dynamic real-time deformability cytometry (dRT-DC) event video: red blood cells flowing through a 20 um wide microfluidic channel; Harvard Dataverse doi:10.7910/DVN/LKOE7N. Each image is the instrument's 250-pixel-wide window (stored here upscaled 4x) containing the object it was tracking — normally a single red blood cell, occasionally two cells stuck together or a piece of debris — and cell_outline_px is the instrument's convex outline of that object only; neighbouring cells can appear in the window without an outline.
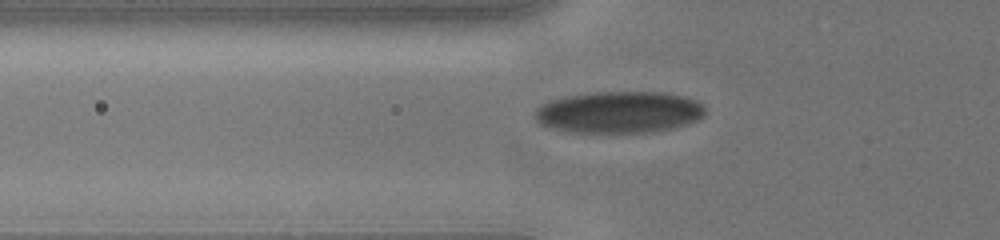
{"species": "human", "species_latin": "Homo sapiens", "temperature_condition": "cold", "stored_images_in_passage": 56, "camera_frame_rate_fps": 3000, "um_per_image_px": 0.085, "donor": {"sex": "male"}, "frame": {"image": 1, "passage_image": 3, "time_ms": 0.333, "image_size_px": [1000, 240], "cell_outline_px": [[704, 116], [688, 124], [676, 128], [656, 132], [572, 132], [548, 128], [540, 124], [536, 120], [536, 108], [552, 100], [568, 96], [596, 92], [660, 92], [684, 96], [700, 104], [704, 108]], "centroid_in_image_um": [52.63, 9.55], "position_along_channel_um": 73.2, "area_um2": 41.21}}
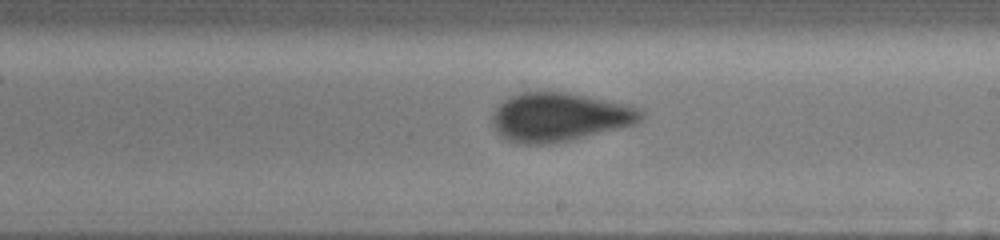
{"frame": {"image": 2, "passage_image": 25, "time_ms": 4.667, "image_size_px": [1000, 240], "cell_outline_px": [[644, 116], [640, 120], [632, 124], [568, 140], [548, 144], [516, 144], [500, 136], [496, 132], [492, 124], [492, 112], [508, 96], [520, 92], [568, 92], [628, 104], [644, 112]], "centroid_in_image_um": [47.47, 9.94], "position_along_channel_um": 241.5, "area_um2": 42.02}}
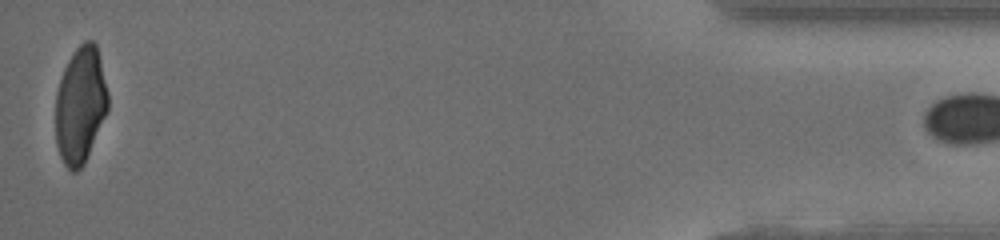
{"frame": {"image": 3, "passage_image": 54, "time_ms": 11.333, "image_size_px": [1000, 240], "cell_outline_px": [[108, 108], [84, 164], [76, 172], [72, 172], [64, 164], [60, 156], [56, 144], [56, 92], [64, 68], [72, 52], [84, 40], [92, 40], [96, 44], [108, 92]], "centroid_in_image_um": [6.82, 8.92], "position_along_channel_um": 428.4, "area_um2": 35.43}}